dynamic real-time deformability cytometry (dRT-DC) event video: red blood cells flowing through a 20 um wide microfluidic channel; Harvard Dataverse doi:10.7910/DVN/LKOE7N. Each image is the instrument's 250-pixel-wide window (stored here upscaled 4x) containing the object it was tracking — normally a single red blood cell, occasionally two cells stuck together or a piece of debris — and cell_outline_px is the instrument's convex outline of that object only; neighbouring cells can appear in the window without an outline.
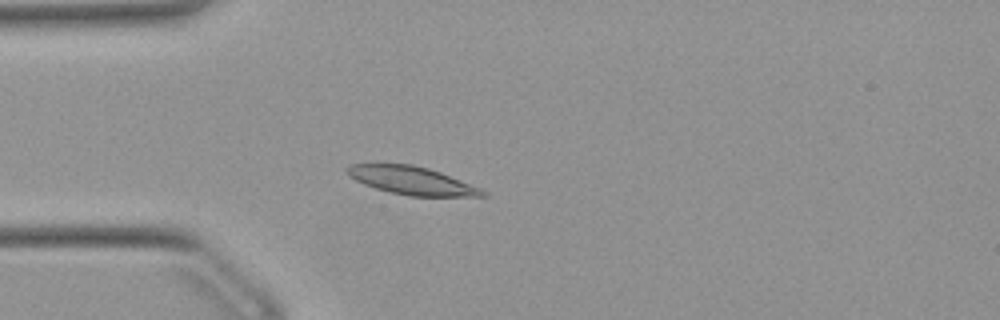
{"species": "Egyptian fruit bat (a non-hibernating species)", "species_latin": "Rousettus aegyptiacus", "temperature_condition": "warm", "stored_images_in_passage": 15, "camera_frame_rate_fps": 3000, "um_per_image_px": 0.085, "animal": {"sex": "female"}, "frame": {"image": 1, "passage_image": 13, "time_ms": 4.0, "image_size_px": [1000, 320], "cell_outline_px": [[488, 196], [408, 196], [388, 192], [364, 184], [348, 176], [344, 172], [344, 168], [348, 164], [412, 164], [428, 168], [440, 172], [480, 188], [488, 192]], "centroid_in_image_um": [34.95, 15.34], "position_along_channel_um": 50.1, "area_um2": 22.2}}